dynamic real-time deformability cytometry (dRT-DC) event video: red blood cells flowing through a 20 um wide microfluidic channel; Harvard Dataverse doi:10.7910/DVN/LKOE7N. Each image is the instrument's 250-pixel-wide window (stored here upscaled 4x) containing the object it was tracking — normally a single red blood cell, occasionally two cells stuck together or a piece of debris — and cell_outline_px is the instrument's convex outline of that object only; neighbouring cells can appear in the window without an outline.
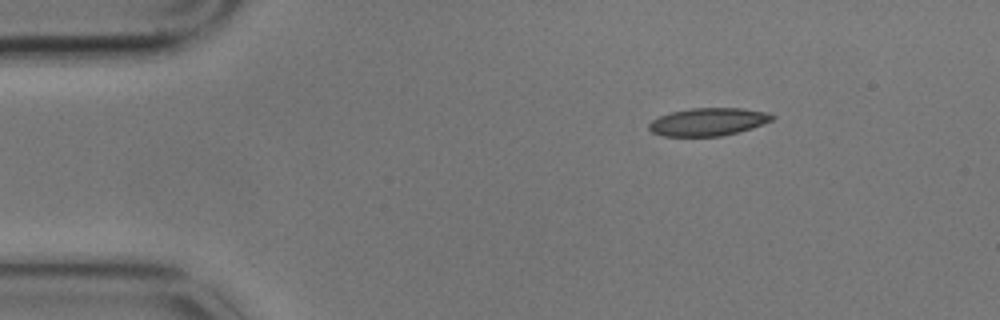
{"species": "common noctule bat (a hibernating species)", "species_latin": "Nyctalus noctula", "temperature_condition": "cold", "stored_images_in_passage": 3, "camera_frame_rate_fps": 3000, "um_per_image_px": 0.085, "animal": {"sex": "male", "body_mass_g": 17.9}, "frame": {"image": 1, "passage_image": 1, "time_ms": 0.0, "image_size_px": [1000, 320], "cell_outline_px": [[776, 116], [772, 120], [752, 128], [720, 136], [664, 136], [652, 132], [648, 128], [648, 124], [652, 120], [660, 116], [672, 112], [688, 108], [740, 108], [768, 112]], "centroid_in_image_um": [60.19, 10.35], "position_along_channel_um": 24.8, "area_um2": 19.88}}